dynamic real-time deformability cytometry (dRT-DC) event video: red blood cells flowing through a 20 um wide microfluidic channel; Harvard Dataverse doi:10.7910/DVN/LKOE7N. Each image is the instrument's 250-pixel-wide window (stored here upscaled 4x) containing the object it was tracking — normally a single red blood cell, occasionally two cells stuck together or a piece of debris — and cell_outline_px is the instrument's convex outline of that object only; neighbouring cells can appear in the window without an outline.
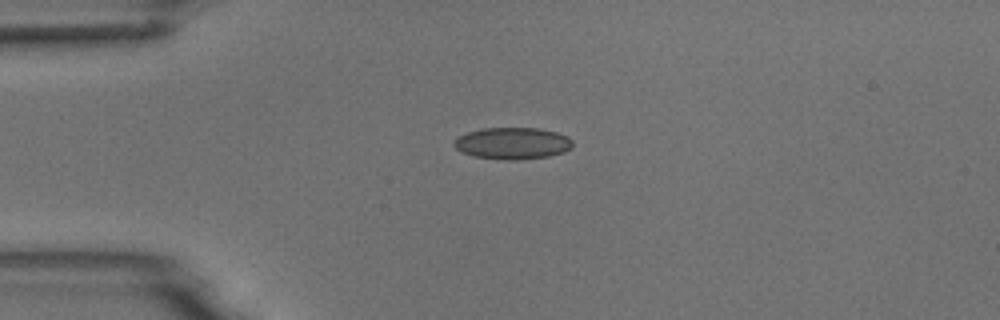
{"species": "common noctule bat (a hibernating species)", "species_latin": "Nyctalus noctula", "temperature_condition": "room temperature", "stored_images_in_passage": 2, "camera_frame_rate_fps": 3000, "um_per_image_px": 0.085, "animal": {"sex": "male", "body_mass_g": 18.8}, "frame": {"image": 1, "passage_image": 1, "time_ms": 0.0, "image_size_px": [1000, 320], "cell_outline_px": [[572, 148], [564, 152], [548, 156], [516, 160], [504, 160], [476, 156], [464, 152], [456, 148], [452, 144], [460, 136], [468, 132], [484, 128], [540, 128], [556, 132], [568, 136], [572, 140]], "centroid_in_image_um": [43.61, 12.17], "position_along_channel_um": 41.4, "area_um2": 21.79}}